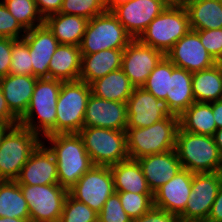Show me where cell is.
<instances>
[{
	"mask_svg": "<svg viewBox=\"0 0 222 222\" xmlns=\"http://www.w3.org/2000/svg\"><path fill=\"white\" fill-rule=\"evenodd\" d=\"M42 142L47 144L55 157L59 185L67 190L93 166L78 133L48 135Z\"/></svg>",
	"mask_w": 222,
	"mask_h": 222,
	"instance_id": "cell-1",
	"label": "cell"
},
{
	"mask_svg": "<svg viewBox=\"0 0 222 222\" xmlns=\"http://www.w3.org/2000/svg\"><path fill=\"white\" fill-rule=\"evenodd\" d=\"M63 81L53 78H38L34 92L19 125L30 129L41 139L56 134V103Z\"/></svg>",
	"mask_w": 222,
	"mask_h": 222,
	"instance_id": "cell-2",
	"label": "cell"
},
{
	"mask_svg": "<svg viewBox=\"0 0 222 222\" xmlns=\"http://www.w3.org/2000/svg\"><path fill=\"white\" fill-rule=\"evenodd\" d=\"M179 116L171 114L145 128H126L127 152L131 159L175 149Z\"/></svg>",
	"mask_w": 222,
	"mask_h": 222,
	"instance_id": "cell-3",
	"label": "cell"
},
{
	"mask_svg": "<svg viewBox=\"0 0 222 222\" xmlns=\"http://www.w3.org/2000/svg\"><path fill=\"white\" fill-rule=\"evenodd\" d=\"M175 151L182 168L191 173L220 172L222 155L213 136L186 132L179 127Z\"/></svg>",
	"mask_w": 222,
	"mask_h": 222,
	"instance_id": "cell-4",
	"label": "cell"
},
{
	"mask_svg": "<svg viewBox=\"0 0 222 222\" xmlns=\"http://www.w3.org/2000/svg\"><path fill=\"white\" fill-rule=\"evenodd\" d=\"M190 30L187 9L176 4H169L149 23L137 39L166 54Z\"/></svg>",
	"mask_w": 222,
	"mask_h": 222,
	"instance_id": "cell-5",
	"label": "cell"
},
{
	"mask_svg": "<svg viewBox=\"0 0 222 222\" xmlns=\"http://www.w3.org/2000/svg\"><path fill=\"white\" fill-rule=\"evenodd\" d=\"M42 139L20 125L11 127L0 143V180H16Z\"/></svg>",
	"mask_w": 222,
	"mask_h": 222,
	"instance_id": "cell-6",
	"label": "cell"
},
{
	"mask_svg": "<svg viewBox=\"0 0 222 222\" xmlns=\"http://www.w3.org/2000/svg\"><path fill=\"white\" fill-rule=\"evenodd\" d=\"M90 96L89 84L81 80L62 82L56 103V134L79 133Z\"/></svg>",
	"mask_w": 222,
	"mask_h": 222,
	"instance_id": "cell-7",
	"label": "cell"
},
{
	"mask_svg": "<svg viewBox=\"0 0 222 222\" xmlns=\"http://www.w3.org/2000/svg\"><path fill=\"white\" fill-rule=\"evenodd\" d=\"M132 40L111 11H106L88 21L79 47L81 54H92L108 49H125Z\"/></svg>",
	"mask_w": 222,
	"mask_h": 222,
	"instance_id": "cell-8",
	"label": "cell"
},
{
	"mask_svg": "<svg viewBox=\"0 0 222 222\" xmlns=\"http://www.w3.org/2000/svg\"><path fill=\"white\" fill-rule=\"evenodd\" d=\"M78 134L93 165L112 166L129 158L126 131L83 127Z\"/></svg>",
	"mask_w": 222,
	"mask_h": 222,
	"instance_id": "cell-9",
	"label": "cell"
},
{
	"mask_svg": "<svg viewBox=\"0 0 222 222\" xmlns=\"http://www.w3.org/2000/svg\"><path fill=\"white\" fill-rule=\"evenodd\" d=\"M30 222H59L68 190L59 184L20 185Z\"/></svg>",
	"mask_w": 222,
	"mask_h": 222,
	"instance_id": "cell-10",
	"label": "cell"
},
{
	"mask_svg": "<svg viewBox=\"0 0 222 222\" xmlns=\"http://www.w3.org/2000/svg\"><path fill=\"white\" fill-rule=\"evenodd\" d=\"M68 192L72 198L99 213L109 196L115 193L110 166L93 165Z\"/></svg>",
	"mask_w": 222,
	"mask_h": 222,
	"instance_id": "cell-11",
	"label": "cell"
},
{
	"mask_svg": "<svg viewBox=\"0 0 222 222\" xmlns=\"http://www.w3.org/2000/svg\"><path fill=\"white\" fill-rule=\"evenodd\" d=\"M221 184L220 172L193 173L192 191L180 222H206Z\"/></svg>",
	"mask_w": 222,
	"mask_h": 222,
	"instance_id": "cell-12",
	"label": "cell"
},
{
	"mask_svg": "<svg viewBox=\"0 0 222 222\" xmlns=\"http://www.w3.org/2000/svg\"><path fill=\"white\" fill-rule=\"evenodd\" d=\"M164 56L162 51L133 39L124 49L121 69L134 87H142Z\"/></svg>",
	"mask_w": 222,
	"mask_h": 222,
	"instance_id": "cell-13",
	"label": "cell"
},
{
	"mask_svg": "<svg viewBox=\"0 0 222 222\" xmlns=\"http://www.w3.org/2000/svg\"><path fill=\"white\" fill-rule=\"evenodd\" d=\"M169 5L166 0H129L111 10V13L137 39L149 23Z\"/></svg>",
	"mask_w": 222,
	"mask_h": 222,
	"instance_id": "cell-14",
	"label": "cell"
},
{
	"mask_svg": "<svg viewBox=\"0 0 222 222\" xmlns=\"http://www.w3.org/2000/svg\"><path fill=\"white\" fill-rule=\"evenodd\" d=\"M165 56L176 67L191 73L211 68L217 64L200 42L198 32L192 29L177 41Z\"/></svg>",
	"mask_w": 222,
	"mask_h": 222,
	"instance_id": "cell-15",
	"label": "cell"
},
{
	"mask_svg": "<svg viewBox=\"0 0 222 222\" xmlns=\"http://www.w3.org/2000/svg\"><path fill=\"white\" fill-rule=\"evenodd\" d=\"M126 105V128L149 127L155 122L171 115L167 110L165 103L155 98L143 87H134Z\"/></svg>",
	"mask_w": 222,
	"mask_h": 222,
	"instance_id": "cell-16",
	"label": "cell"
},
{
	"mask_svg": "<svg viewBox=\"0 0 222 222\" xmlns=\"http://www.w3.org/2000/svg\"><path fill=\"white\" fill-rule=\"evenodd\" d=\"M126 126V103L108 101L91 94L86 106L83 127H97L126 131Z\"/></svg>",
	"mask_w": 222,
	"mask_h": 222,
	"instance_id": "cell-17",
	"label": "cell"
},
{
	"mask_svg": "<svg viewBox=\"0 0 222 222\" xmlns=\"http://www.w3.org/2000/svg\"><path fill=\"white\" fill-rule=\"evenodd\" d=\"M15 181L19 185L59 184L57 163L46 144L38 145Z\"/></svg>",
	"mask_w": 222,
	"mask_h": 222,
	"instance_id": "cell-18",
	"label": "cell"
},
{
	"mask_svg": "<svg viewBox=\"0 0 222 222\" xmlns=\"http://www.w3.org/2000/svg\"><path fill=\"white\" fill-rule=\"evenodd\" d=\"M23 39L29 47L32 76L49 78V63L60 43L45 24L28 29Z\"/></svg>",
	"mask_w": 222,
	"mask_h": 222,
	"instance_id": "cell-19",
	"label": "cell"
},
{
	"mask_svg": "<svg viewBox=\"0 0 222 222\" xmlns=\"http://www.w3.org/2000/svg\"><path fill=\"white\" fill-rule=\"evenodd\" d=\"M193 173L180 170L171 180L153 193L154 207L180 216L192 191Z\"/></svg>",
	"mask_w": 222,
	"mask_h": 222,
	"instance_id": "cell-20",
	"label": "cell"
},
{
	"mask_svg": "<svg viewBox=\"0 0 222 222\" xmlns=\"http://www.w3.org/2000/svg\"><path fill=\"white\" fill-rule=\"evenodd\" d=\"M137 161L152 193L183 169L175 149L148 155L137 159Z\"/></svg>",
	"mask_w": 222,
	"mask_h": 222,
	"instance_id": "cell-21",
	"label": "cell"
},
{
	"mask_svg": "<svg viewBox=\"0 0 222 222\" xmlns=\"http://www.w3.org/2000/svg\"><path fill=\"white\" fill-rule=\"evenodd\" d=\"M37 77L13 75L0 78V88L10 110L20 119L27 111L34 92Z\"/></svg>",
	"mask_w": 222,
	"mask_h": 222,
	"instance_id": "cell-22",
	"label": "cell"
},
{
	"mask_svg": "<svg viewBox=\"0 0 222 222\" xmlns=\"http://www.w3.org/2000/svg\"><path fill=\"white\" fill-rule=\"evenodd\" d=\"M193 73L176 67L172 63V75L169 76L167 98L164 101L167 110L176 116H180L194 102L192 92Z\"/></svg>",
	"mask_w": 222,
	"mask_h": 222,
	"instance_id": "cell-23",
	"label": "cell"
},
{
	"mask_svg": "<svg viewBox=\"0 0 222 222\" xmlns=\"http://www.w3.org/2000/svg\"><path fill=\"white\" fill-rule=\"evenodd\" d=\"M124 49H108L92 54H81V73L79 80L90 84L110 72L122 68Z\"/></svg>",
	"mask_w": 222,
	"mask_h": 222,
	"instance_id": "cell-24",
	"label": "cell"
},
{
	"mask_svg": "<svg viewBox=\"0 0 222 222\" xmlns=\"http://www.w3.org/2000/svg\"><path fill=\"white\" fill-rule=\"evenodd\" d=\"M82 55L79 46L59 44L49 63V78L63 82L79 80Z\"/></svg>",
	"mask_w": 222,
	"mask_h": 222,
	"instance_id": "cell-25",
	"label": "cell"
},
{
	"mask_svg": "<svg viewBox=\"0 0 222 222\" xmlns=\"http://www.w3.org/2000/svg\"><path fill=\"white\" fill-rule=\"evenodd\" d=\"M115 192L153 194L136 159L128 158L110 166Z\"/></svg>",
	"mask_w": 222,
	"mask_h": 222,
	"instance_id": "cell-26",
	"label": "cell"
},
{
	"mask_svg": "<svg viewBox=\"0 0 222 222\" xmlns=\"http://www.w3.org/2000/svg\"><path fill=\"white\" fill-rule=\"evenodd\" d=\"M88 19L63 13H55L44 19V24L60 44L80 46Z\"/></svg>",
	"mask_w": 222,
	"mask_h": 222,
	"instance_id": "cell-27",
	"label": "cell"
},
{
	"mask_svg": "<svg viewBox=\"0 0 222 222\" xmlns=\"http://www.w3.org/2000/svg\"><path fill=\"white\" fill-rule=\"evenodd\" d=\"M91 94L96 97L126 103L132 94L134 86L122 69L110 72L89 84Z\"/></svg>",
	"mask_w": 222,
	"mask_h": 222,
	"instance_id": "cell-28",
	"label": "cell"
},
{
	"mask_svg": "<svg viewBox=\"0 0 222 222\" xmlns=\"http://www.w3.org/2000/svg\"><path fill=\"white\" fill-rule=\"evenodd\" d=\"M179 127L186 132L214 136L217 127L212 102H194L179 116Z\"/></svg>",
	"mask_w": 222,
	"mask_h": 222,
	"instance_id": "cell-29",
	"label": "cell"
},
{
	"mask_svg": "<svg viewBox=\"0 0 222 222\" xmlns=\"http://www.w3.org/2000/svg\"><path fill=\"white\" fill-rule=\"evenodd\" d=\"M192 92L195 102L222 100V68L215 64L211 68L194 72Z\"/></svg>",
	"mask_w": 222,
	"mask_h": 222,
	"instance_id": "cell-30",
	"label": "cell"
},
{
	"mask_svg": "<svg viewBox=\"0 0 222 222\" xmlns=\"http://www.w3.org/2000/svg\"><path fill=\"white\" fill-rule=\"evenodd\" d=\"M186 9L192 30L222 28V0H201Z\"/></svg>",
	"mask_w": 222,
	"mask_h": 222,
	"instance_id": "cell-31",
	"label": "cell"
},
{
	"mask_svg": "<svg viewBox=\"0 0 222 222\" xmlns=\"http://www.w3.org/2000/svg\"><path fill=\"white\" fill-rule=\"evenodd\" d=\"M0 217L30 221L28 203L15 180H0Z\"/></svg>",
	"mask_w": 222,
	"mask_h": 222,
	"instance_id": "cell-32",
	"label": "cell"
},
{
	"mask_svg": "<svg viewBox=\"0 0 222 222\" xmlns=\"http://www.w3.org/2000/svg\"><path fill=\"white\" fill-rule=\"evenodd\" d=\"M8 11L26 29H32L44 24L35 0H1Z\"/></svg>",
	"mask_w": 222,
	"mask_h": 222,
	"instance_id": "cell-33",
	"label": "cell"
},
{
	"mask_svg": "<svg viewBox=\"0 0 222 222\" xmlns=\"http://www.w3.org/2000/svg\"><path fill=\"white\" fill-rule=\"evenodd\" d=\"M171 75L172 62L164 56L154 70L150 72L147 81L142 87L150 92L155 98L164 102L167 98L169 76Z\"/></svg>",
	"mask_w": 222,
	"mask_h": 222,
	"instance_id": "cell-34",
	"label": "cell"
},
{
	"mask_svg": "<svg viewBox=\"0 0 222 222\" xmlns=\"http://www.w3.org/2000/svg\"><path fill=\"white\" fill-rule=\"evenodd\" d=\"M107 11L105 0H63L59 13L88 20Z\"/></svg>",
	"mask_w": 222,
	"mask_h": 222,
	"instance_id": "cell-35",
	"label": "cell"
},
{
	"mask_svg": "<svg viewBox=\"0 0 222 222\" xmlns=\"http://www.w3.org/2000/svg\"><path fill=\"white\" fill-rule=\"evenodd\" d=\"M116 193L120 197L123 209L132 220L139 218L154 206L153 194H138L134 192Z\"/></svg>",
	"mask_w": 222,
	"mask_h": 222,
	"instance_id": "cell-36",
	"label": "cell"
},
{
	"mask_svg": "<svg viewBox=\"0 0 222 222\" xmlns=\"http://www.w3.org/2000/svg\"><path fill=\"white\" fill-rule=\"evenodd\" d=\"M59 222H98V213L68 194Z\"/></svg>",
	"mask_w": 222,
	"mask_h": 222,
	"instance_id": "cell-37",
	"label": "cell"
},
{
	"mask_svg": "<svg viewBox=\"0 0 222 222\" xmlns=\"http://www.w3.org/2000/svg\"><path fill=\"white\" fill-rule=\"evenodd\" d=\"M9 74L32 76V64L29 47L23 38L16 39L12 44Z\"/></svg>",
	"mask_w": 222,
	"mask_h": 222,
	"instance_id": "cell-38",
	"label": "cell"
},
{
	"mask_svg": "<svg viewBox=\"0 0 222 222\" xmlns=\"http://www.w3.org/2000/svg\"><path fill=\"white\" fill-rule=\"evenodd\" d=\"M98 222H132L123 209L120 197L116 192L109 196L98 213Z\"/></svg>",
	"mask_w": 222,
	"mask_h": 222,
	"instance_id": "cell-39",
	"label": "cell"
},
{
	"mask_svg": "<svg viewBox=\"0 0 222 222\" xmlns=\"http://www.w3.org/2000/svg\"><path fill=\"white\" fill-rule=\"evenodd\" d=\"M27 30L8 11L0 0V37L11 39H22Z\"/></svg>",
	"mask_w": 222,
	"mask_h": 222,
	"instance_id": "cell-40",
	"label": "cell"
},
{
	"mask_svg": "<svg viewBox=\"0 0 222 222\" xmlns=\"http://www.w3.org/2000/svg\"><path fill=\"white\" fill-rule=\"evenodd\" d=\"M195 31L199 34L200 42L217 62L222 56V28Z\"/></svg>",
	"mask_w": 222,
	"mask_h": 222,
	"instance_id": "cell-41",
	"label": "cell"
},
{
	"mask_svg": "<svg viewBox=\"0 0 222 222\" xmlns=\"http://www.w3.org/2000/svg\"><path fill=\"white\" fill-rule=\"evenodd\" d=\"M132 222H180V218L175 214L153 206L145 214L132 220Z\"/></svg>",
	"mask_w": 222,
	"mask_h": 222,
	"instance_id": "cell-42",
	"label": "cell"
},
{
	"mask_svg": "<svg viewBox=\"0 0 222 222\" xmlns=\"http://www.w3.org/2000/svg\"><path fill=\"white\" fill-rule=\"evenodd\" d=\"M15 40L0 37V78L9 74L12 44Z\"/></svg>",
	"mask_w": 222,
	"mask_h": 222,
	"instance_id": "cell-43",
	"label": "cell"
},
{
	"mask_svg": "<svg viewBox=\"0 0 222 222\" xmlns=\"http://www.w3.org/2000/svg\"><path fill=\"white\" fill-rule=\"evenodd\" d=\"M0 123L9 124L12 127L19 125V118L10 110L3 92L0 88Z\"/></svg>",
	"mask_w": 222,
	"mask_h": 222,
	"instance_id": "cell-44",
	"label": "cell"
},
{
	"mask_svg": "<svg viewBox=\"0 0 222 222\" xmlns=\"http://www.w3.org/2000/svg\"><path fill=\"white\" fill-rule=\"evenodd\" d=\"M63 0H35L37 8L45 19L47 16L59 13Z\"/></svg>",
	"mask_w": 222,
	"mask_h": 222,
	"instance_id": "cell-45",
	"label": "cell"
},
{
	"mask_svg": "<svg viewBox=\"0 0 222 222\" xmlns=\"http://www.w3.org/2000/svg\"><path fill=\"white\" fill-rule=\"evenodd\" d=\"M206 222H222V184L219 187Z\"/></svg>",
	"mask_w": 222,
	"mask_h": 222,
	"instance_id": "cell-46",
	"label": "cell"
},
{
	"mask_svg": "<svg viewBox=\"0 0 222 222\" xmlns=\"http://www.w3.org/2000/svg\"><path fill=\"white\" fill-rule=\"evenodd\" d=\"M212 112L217 129L222 128V100L212 102Z\"/></svg>",
	"mask_w": 222,
	"mask_h": 222,
	"instance_id": "cell-47",
	"label": "cell"
},
{
	"mask_svg": "<svg viewBox=\"0 0 222 222\" xmlns=\"http://www.w3.org/2000/svg\"><path fill=\"white\" fill-rule=\"evenodd\" d=\"M215 144L218 147L220 154L222 155V128L217 129L214 133Z\"/></svg>",
	"mask_w": 222,
	"mask_h": 222,
	"instance_id": "cell-48",
	"label": "cell"
},
{
	"mask_svg": "<svg viewBox=\"0 0 222 222\" xmlns=\"http://www.w3.org/2000/svg\"><path fill=\"white\" fill-rule=\"evenodd\" d=\"M128 1L129 0H105L107 11H111L114 7Z\"/></svg>",
	"mask_w": 222,
	"mask_h": 222,
	"instance_id": "cell-49",
	"label": "cell"
},
{
	"mask_svg": "<svg viewBox=\"0 0 222 222\" xmlns=\"http://www.w3.org/2000/svg\"><path fill=\"white\" fill-rule=\"evenodd\" d=\"M201 0H179L176 5L184 7L185 9L193 3L199 2Z\"/></svg>",
	"mask_w": 222,
	"mask_h": 222,
	"instance_id": "cell-50",
	"label": "cell"
},
{
	"mask_svg": "<svg viewBox=\"0 0 222 222\" xmlns=\"http://www.w3.org/2000/svg\"><path fill=\"white\" fill-rule=\"evenodd\" d=\"M12 126L5 123H0V143L3 138V136L6 134V132L11 128Z\"/></svg>",
	"mask_w": 222,
	"mask_h": 222,
	"instance_id": "cell-51",
	"label": "cell"
},
{
	"mask_svg": "<svg viewBox=\"0 0 222 222\" xmlns=\"http://www.w3.org/2000/svg\"><path fill=\"white\" fill-rule=\"evenodd\" d=\"M0 222H30L27 219L0 217Z\"/></svg>",
	"mask_w": 222,
	"mask_h": 222,
	"instance_id": "cell-52",
	"label": "cell"
},
{
	"mask_svg": "<svg viewBox=\"0 0 222 222\" xmlns=\"http://www.w3.org/2000/svg\"><path fill=\"white\" fill-rule=\"evenodd\" d=\"M169 4H176L179 0H166Z\"/></svg>",
	"mask_w": 222,
	"mask_h": 222,
	"instance_id": "cell-53",
	"label": "cell"
},
{
	"mask_svg": "<svg viewBox=\"0 0 222 222\" xmlns=\"http://www.w3.org/2000/svg\"><path fill=\"white\" fill-rule=\"evenodd\" d=\"M217 64L222 68V56L217 61Z\"/></svg>",
	"mask_w": 222,
	"mask_h": 222,
	"instance_id": "cell-54",
	"label": "cell"
},
{
	"mask_svg": "<svg viewBox=\"0 0 222 222\" xmlns=\"http://www.w3.org/2000/svg\"><path fill=\"white\" fill-rule=\"evenodd\" d=\"M220 175L222 176V166H221V169H220Z\"/></svg>",
	"mask_w": 222,
	"mask_h": 222,
	"instance_id": "cell-55",
	"label": "cell"
}]
</instances>
